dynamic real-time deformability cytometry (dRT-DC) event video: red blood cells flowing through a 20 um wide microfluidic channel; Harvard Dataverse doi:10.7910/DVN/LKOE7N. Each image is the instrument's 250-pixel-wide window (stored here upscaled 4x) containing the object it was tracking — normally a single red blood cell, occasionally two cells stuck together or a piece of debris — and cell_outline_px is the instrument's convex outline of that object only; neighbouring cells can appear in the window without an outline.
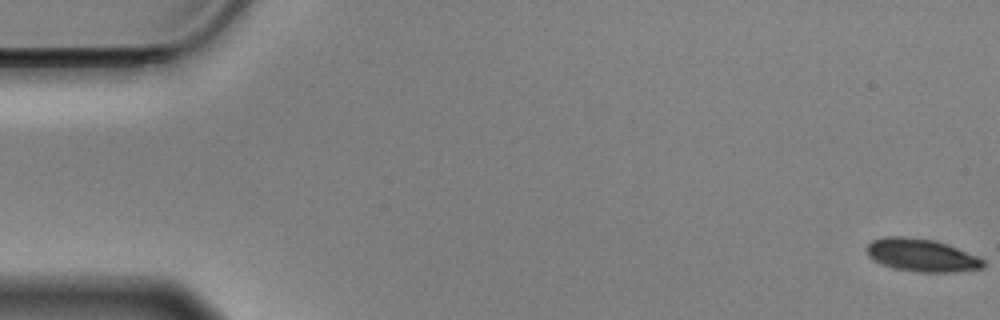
{"species": "Egyptian fruit bat (a non-hibernating species)", "species_latin": "Rousettus aegyptiacus", "temperature_condition": "cold", "stored_images_in_passage": 58, "camera_frame_rate_fps": 3000, "um_per_image_px": 0.085, "animal": {"sex": "male"}, "frame": {"image": 1, "passage_image": 1, "time_ms": 0.0, "image_size_px": [1000, 320], "cell_outline_px": [[984, 268], [956, 272], [916, 272], [896, 268], [884, 264], [868, 256], [864, 248], [872, 240], [888, 236], [900, 236], [932, 240], [948, 244], [976, 256], [984, 260]], "centroid_in_image_um": [78.34, 21.69], "position_along_channel_um": 6.7, "area_um2": 22.08}}
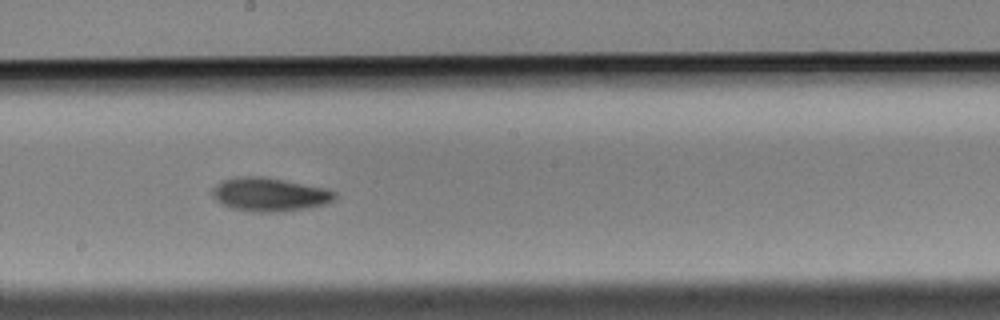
{"frame": {"image": 2, "passage_image": 32, "time_ms": 10.333, "image_size_px": [1000, 320], "cell_outline_px": [[336, 196], [328, 204], [308, 208], [280, 212], [252, 212], [232, 208], [216, 200], [212, 192], [212, 188], [216, 184], [224, 180], [240, 176], [260, 176], [324, 188], [336, 192]], "centroid_in_image_um": [22.91, 16.54], "position_along_channel_um": 225.3, "area_um2": 23.76}}
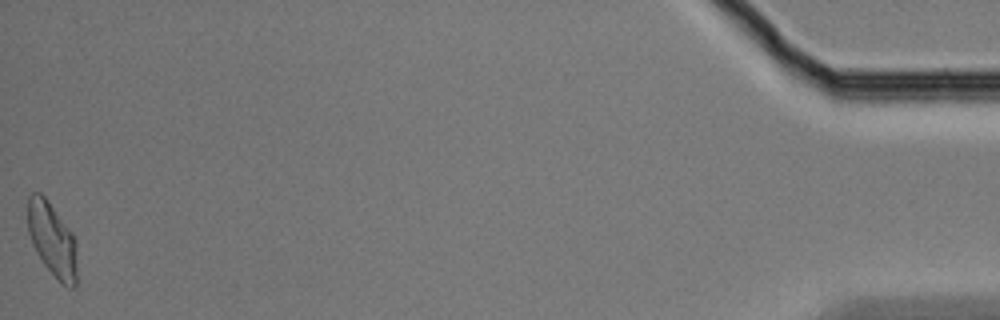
{"frame": {"image": 3, "passage_image": 58, "time_ms": 19.0, "image_size_px": [1000, 320], "cell_outline_px": [[76, 288], [72, 288], [64, 284], [44, 264], [36, 252], [32, 244], [28, 232], [28, 196], [32, 192], [40, 192], [48, 200], [72, 232], [76, 244]], "centroid_in_image_um": [4.43, 20.32], "position_along_channel_um": 430.8, "area_um2": 21.04}, "authors_computed_cell_mechanics": {"area_um2": 22.0796, "velocity_mm_per_s": 3.4992, "shape_relaxation_time_tau1_ms": 3.4369, "shape_relaxation_time_tau2_ms": 5.9396, "deformation_change_tau1": 0.1257, "deformation_change_tau2": 0.1206}}